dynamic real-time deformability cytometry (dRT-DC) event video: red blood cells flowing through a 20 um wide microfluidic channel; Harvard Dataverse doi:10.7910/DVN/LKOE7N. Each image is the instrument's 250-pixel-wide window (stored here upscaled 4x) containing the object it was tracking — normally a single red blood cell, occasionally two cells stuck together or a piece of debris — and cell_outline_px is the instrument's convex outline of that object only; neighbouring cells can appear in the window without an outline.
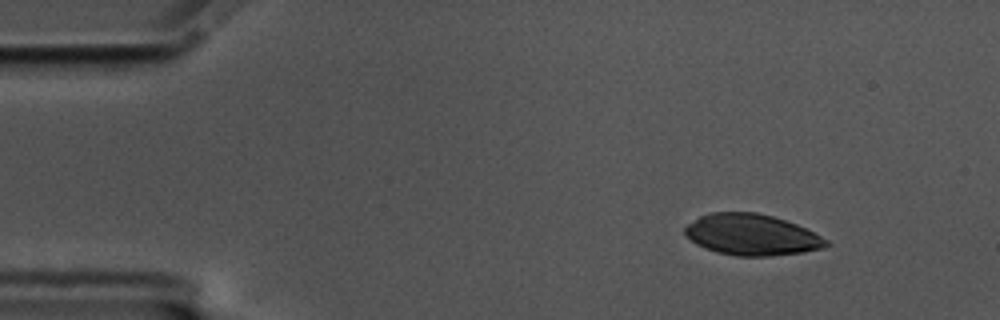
{"species": "common noctule bat (a hibernating species)", "species_latin": "Nyctalus noctula", "temperature_condition": "cold", "stored_images_in_passage": 51, "camera_frame_rate_fps": 3000, "um_per_image_px": 0.085, "animal": {"sex": "male", "body_mass_g": 17.5, "forearm_length_mm": 52.3}, "frame": {"image": 1, "passage_image": 1, "time_ms": 0.0, "image_size_px": [1000, 320], "cell_outline_px": [[832, 244], [820, 248], [804, 252], [768, 256], [736, 256], [716, 252], [704, 248], [696, 244], [684, 232], [684, 228], [688, 224], [700, 216], [712, 212], [756, 212], [772, 216], [796, 224], [828, 240]], "centroid_in_image_um": [63.88, 19.96], "position_along_channel_um": 21.1, "area_um2": 33.64}}
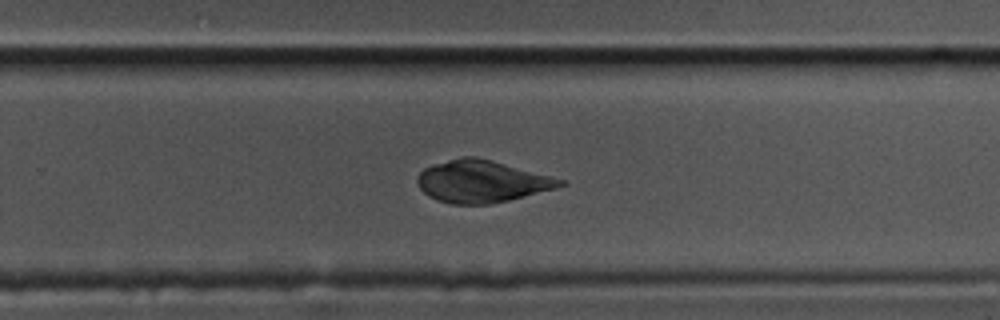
{"frame": {"image": 2, "passage_image": 31, "time_ms": 10.0, "image_size_px": [1000, 320], "cell_outline_px": [[568, 184], [556, 188], [492, 204], [452, 204], [436, 200], [428, 196], [420, 188], [416, 180], [420, 172], [424, 168], [432, 164], [464, 156], [476, 156], [492, 160], [564, 180]], "centroid_in_image_um": [40.92, 15.42], "position_along_channel_um": 288.9, "area_um2": 34.85}}